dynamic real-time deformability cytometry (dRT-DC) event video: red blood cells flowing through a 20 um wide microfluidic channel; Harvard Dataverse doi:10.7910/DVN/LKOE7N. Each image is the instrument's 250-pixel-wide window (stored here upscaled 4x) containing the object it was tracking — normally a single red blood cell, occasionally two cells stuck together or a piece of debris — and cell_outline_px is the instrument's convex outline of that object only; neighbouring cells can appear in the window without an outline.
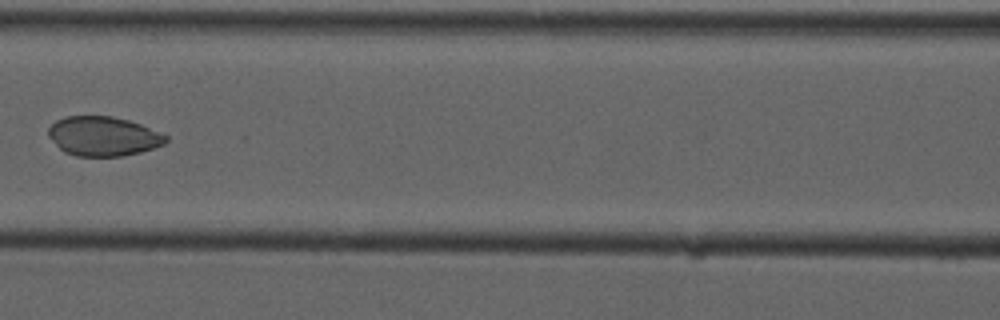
{"species": "common noctule bat (a hibernating species)", "species_latin": "Nyctalus noctula", "temperature_condition": "cold", "stored_images_in_passage": 6, "camera_frame_rate_fps": 3000, "um_per_image_px": 0.085, "animal": {"sex": "male", "forearm_length_mm": 52.5}, "frame": {"image": 1, "passage_image": 5, "time_ms": 4.667, "image_size_px": [1000, 320], "cell_outline_px": [[168, 140], [164, 144], [140, 152], [120, 156], [76, 156], [64, 152], [48, 136], [48, 128], [56, 120], [64, 116], [112, 116], [128, 120], [140, 124], [168, 136]], "centroid_in_image_um": [8.75, 11.57], "position_along_channel_um": 157.8, "area_um2": 26.88}}
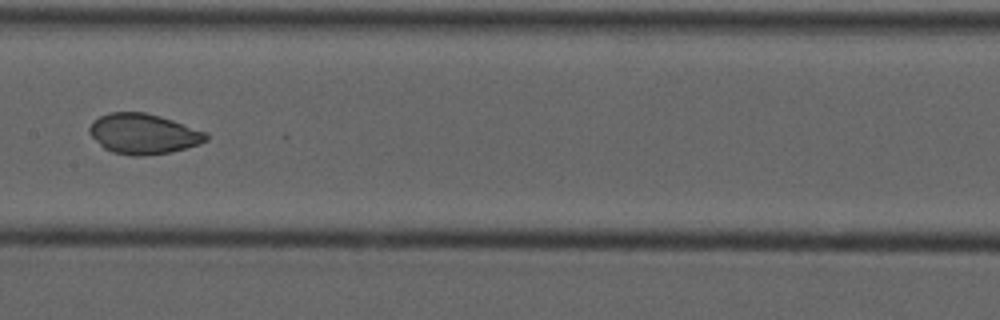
{"frame": {"image": 2, "passage_image": 6, "time_ms": 5.667, "image_size_px": [1000, 320], "cell_outline_px": [[208, 140], [200, 144], [168, 152], [144, 156], [132, 156], [112, 152], [104, 148], [88, 132], [88, 128], [92, 120], [108, 112], [144, 112], [160, 116], [208, 132]], "centroid_in_image_um": [12.18, 11.37], "position_along_channel_um": 195.2, "area_um2": 27.46}}